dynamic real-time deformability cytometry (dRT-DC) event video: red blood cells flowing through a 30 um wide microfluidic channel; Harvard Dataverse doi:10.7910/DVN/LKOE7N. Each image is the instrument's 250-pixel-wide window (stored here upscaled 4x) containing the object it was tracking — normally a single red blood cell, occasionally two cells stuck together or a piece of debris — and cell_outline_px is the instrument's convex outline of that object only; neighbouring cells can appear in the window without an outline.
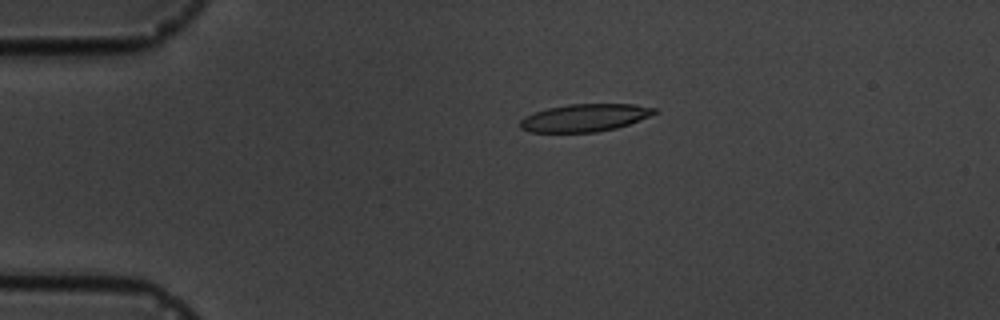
{"species": "common noctule bat (a hibernating species)", "species_latin": "Nyctalus noctula", "temperature_condition": "cold", "stored_images_in_passage": 7, "camera_frame_rate_fps": 3000, "um_per_image_px": 0.085, "animal": {"sex": "male", "body_mass_g": 19.5, "forearm_length_mm": 54.6}, "frame": {"image": 1, "passage_image": 4, "time_ms": 3.333, "image_size_px": [1000, 320], "cell_outline_px": [[656, 112], [648, 116], [628, 124], [616, 128], [596, 132], [532, 132], [520, 128], [520, 120], [524, 116], [532, 112], [548, 108], [568, 104], [636, 104], [656, 108]], "centroid_in_image_um": [49.66, 10.0], "position_along_channel_um": 35.3, "area_um2": 21.5}}
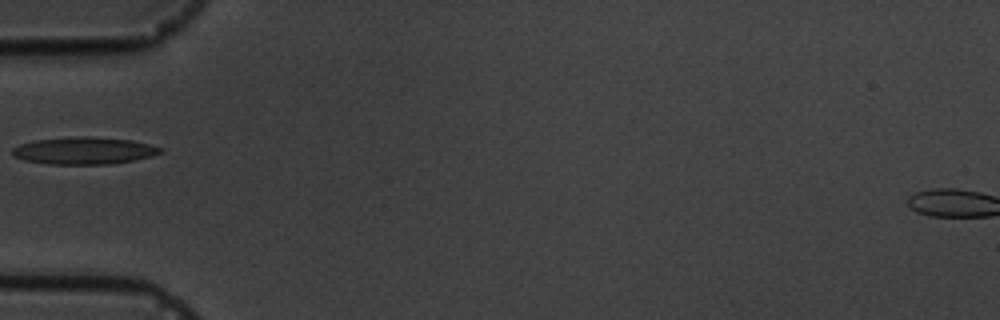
{"frame": {"image": 2, "passage_image": 6, "time_ms": 5.667, "image_size_px": [1000, 320], "cell_outline_px": [[164, 152], [152, 156], [132, 160], [108, 164], [48, 164], [24, 160], [12, 156], [12, 148], [20, 144], [36, 140], [72, 136], [88, 136], [132, 140], [164, 148]], "centroid_in_image_um": [7.14, 12.8], "position_along_channel_um": 77.9, "area_um2": 23.52}}
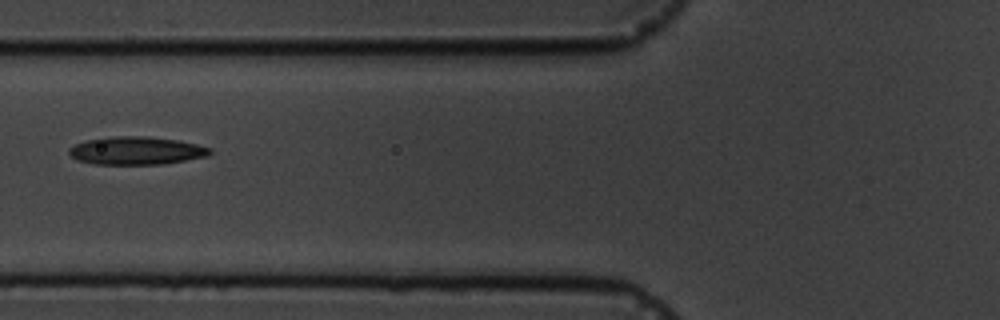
{"frame": {"image": 3, "passage_image": 7, "time_ms": 6.667, "image_size_px": [1000, 320], "cell_outline_px": [[212, 152], [208, 156], [164, 164], [96, 164], [76, 160], [68, 152], [68, 148], [84, 140], [116, 136], [148, 136], [180, 140], [212, 148]], "centroid_in_image_um": [11.6, 12.8], "position_along_channel_um": 114.2, "area_um2": 23.12}}